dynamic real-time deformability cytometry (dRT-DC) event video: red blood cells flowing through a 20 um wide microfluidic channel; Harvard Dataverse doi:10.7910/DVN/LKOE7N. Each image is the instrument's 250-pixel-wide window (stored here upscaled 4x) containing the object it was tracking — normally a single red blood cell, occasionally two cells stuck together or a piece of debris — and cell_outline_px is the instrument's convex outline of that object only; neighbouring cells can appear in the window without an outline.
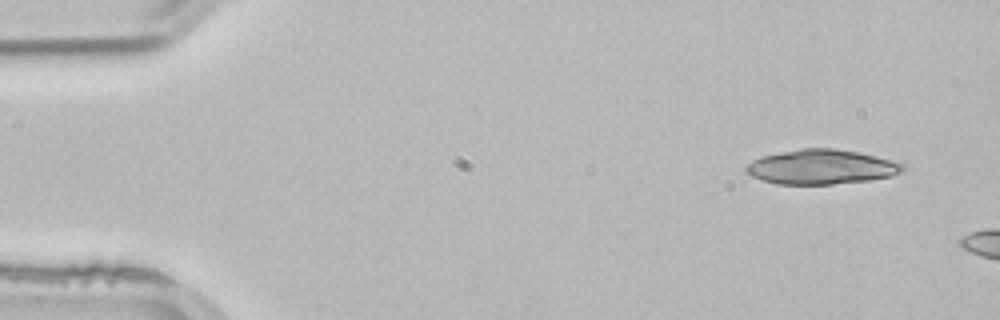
{"species": "common noctule bat (a hibernating species)", "species_latin": "Nyctalus noctula", "temperature_condition": "room temperature", "stored_images_in_passage": 3, "camera_frame_rate_fps": 3000, "um_per_image_px": 0.085, "animal": {"sex": "male", "body_mass_g": 21.5, "forearm_length_mm": 52.0}, "frame": {"image": 1, "passage_image": 1, "time_ms": 0.0, "image_size_px": [1000, 320], "cell_outline_px": [[904, 172], [892, 176], [868, 180], [832, 184], [776, 184], [752, 176], [744, 172], [744, 168], [752, 160], [760, 156], [800, 148], [832, 148], [860, 152], [876, 156], [904, 164]], "centroid_in_image_um": [69.8, 14.18], "position_along_channel_um": 15.2, "area_um2": 31.73}}